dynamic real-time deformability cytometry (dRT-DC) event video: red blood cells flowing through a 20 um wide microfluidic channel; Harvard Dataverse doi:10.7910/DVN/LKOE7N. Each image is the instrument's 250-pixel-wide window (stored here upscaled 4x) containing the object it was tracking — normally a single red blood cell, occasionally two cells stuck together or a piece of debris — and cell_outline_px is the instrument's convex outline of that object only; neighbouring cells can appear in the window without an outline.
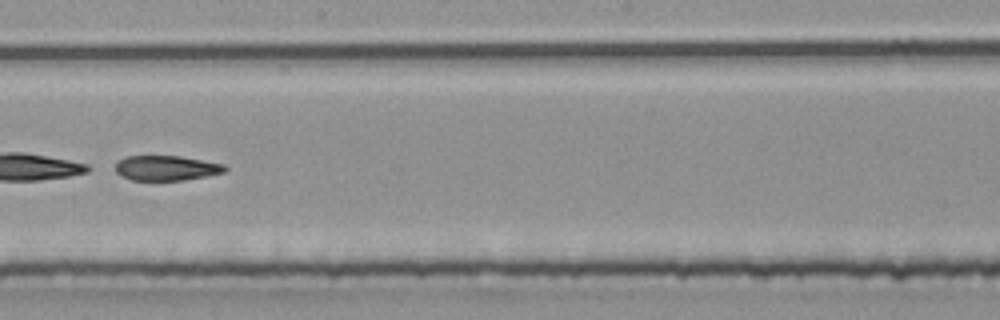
{"species": "common noctule bat (a hibernating species)", "species_latin": "Nyctalus noctula", "temperature_condition": "room temperature", "stored_images_in_passage": 52, "segment_of_instrument_passage": [2, 3], "camera_frame_rate_fps": 3000, "um_per_image_px": 0.085, "animal": {"sex": "male", "body_mass_g": 20.4}, "frame": {"image": 1, "passage_image": 30, "time_ms": 9.667, "image_size_px": [1000, 320], "cell_outline_px": [[228, 168], [224, 172], [184, 180], [132, 180], [116, 172], [116, 164], [124, 156], [180, 156], [224, 164]], "centroid_in_image_um": [14.15, 14.27], "position_along_channel_um": 234.1, "area_um2": 15.72}}